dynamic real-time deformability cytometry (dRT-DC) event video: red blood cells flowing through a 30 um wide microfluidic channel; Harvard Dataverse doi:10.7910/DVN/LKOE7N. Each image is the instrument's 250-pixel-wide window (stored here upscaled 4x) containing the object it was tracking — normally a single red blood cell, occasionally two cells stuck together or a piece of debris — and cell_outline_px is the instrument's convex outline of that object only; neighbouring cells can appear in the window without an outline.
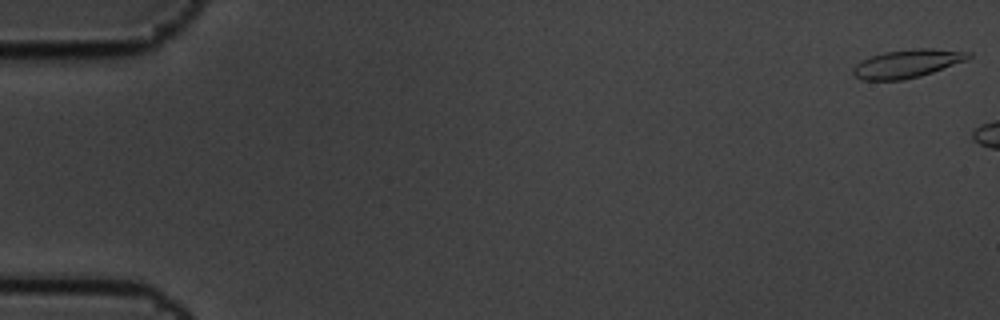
{"species": "common noctule bat (a hibernating species)", "species_latin": "Nyctalus noctula", "temperature_condition": "cold", "stored_images_in_passage": 3, "camera_frame_rate_fps": 3000, "um_per_image_px": 0.085, "animal": {"sex": "male", "body_mass_g": 19.5, "forearm_length_mm": 54.6}, "frame": {"image": 1, "passage_image": 1, "time_ms": 0.0, "image_size_px": [1000, 320], "cell_outline_px": [[972, 56], [968, 60], [920, 76], [904, 80], [860, 80], [852, 76], [852, 68], [856, 64], [872, 56], [884, 52], [916, 48], [932, 48], [972, 52]], "centroid_in_image_um": [77.12, 5.41], "position_along_channel_um": 7.9, "area_um2": 19.13}}